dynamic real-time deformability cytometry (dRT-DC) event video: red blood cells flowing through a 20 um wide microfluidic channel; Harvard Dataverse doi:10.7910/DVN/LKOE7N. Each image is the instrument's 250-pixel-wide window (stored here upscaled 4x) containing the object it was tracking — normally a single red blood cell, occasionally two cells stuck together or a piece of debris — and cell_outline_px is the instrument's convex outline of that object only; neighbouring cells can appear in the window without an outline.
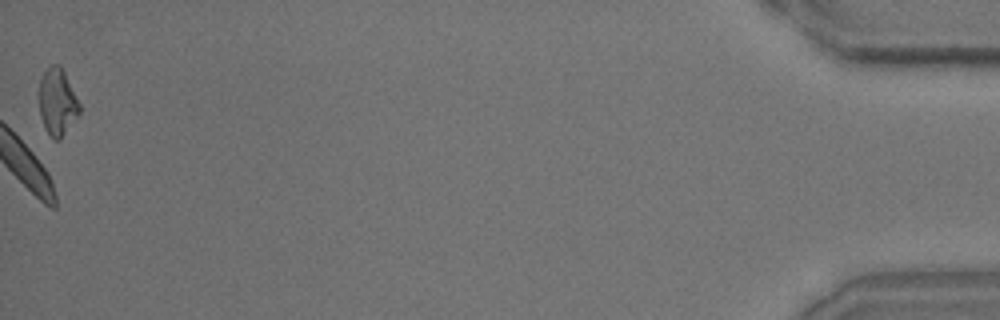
{"species": "common noctule bat (a hibernating species)", "species_latin": "Nyctalus noctula", "temperature_condition": "room temperature", "stored_images_in_passage": 36, "camera_frame_rate_fps": 3000, "um_per_image_px": 0.085, "animal": {"sex": "male", "body_mass_g": 15.6}, "frame": {"image": 1, "passage_image": 36, "time_ms": 11.667, "image_size_px": [1000, 320], "cell_outline_px": [[80, 112], [60, 140], [56, 140], [44, 128], [40, 116], [40, 80], [44, 72], [52, 64], [60, 64], [80, 104]], "centroid_in_image_um": [4.88, 8.67], "position_along_channel_um": 430.3, "area_um2": 15.43}}